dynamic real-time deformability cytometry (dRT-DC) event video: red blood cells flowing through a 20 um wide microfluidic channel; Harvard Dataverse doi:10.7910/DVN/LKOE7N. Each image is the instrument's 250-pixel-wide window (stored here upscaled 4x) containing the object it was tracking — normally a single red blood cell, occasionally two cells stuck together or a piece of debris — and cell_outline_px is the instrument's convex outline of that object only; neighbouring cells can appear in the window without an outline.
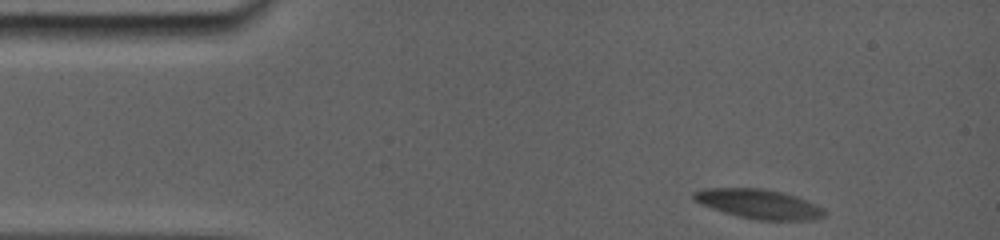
{"species": "common noctule bat (a hibernating species)", "species_latin": "Nyctalus noctula", "temperature_condition": "room temperature", "stored_images_in_passage": 40, "camera_frame_rate_fps": 5000, "um_per_image_px": 0.085, "animal": {"sex": "female", "body_mass_g": 19.0, "forearm_length_mm": 56.7}, "frame": {"image": 1, "passage_image": 1, "time_ms": 0.0, "image_size_px": [1000, 240], "cell_outline_px": [[828, 212], [824, 216], [816, 220], [756, 220], [724, 212], [700, 204], [692, 200], [692, 192], [704, 188], [760, 188], [784, 192], [808, 200], [824, 208]], "centroid_in_image_um": [64.53, 17.33], "position_along_channel_um": 20.5, "area_um2": 22.72}}
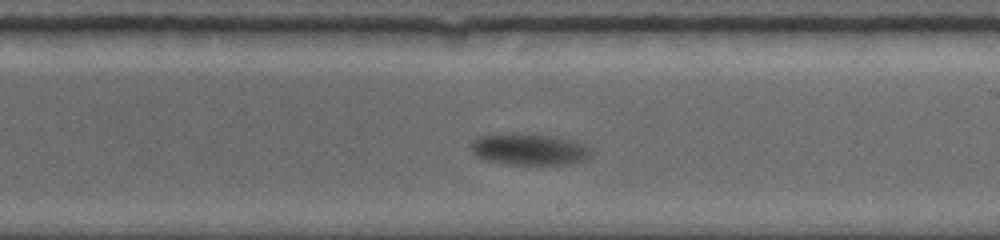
{"frame": {"image": 2, "passage_image": 23, "time_ms": 8.4, "image_size_px": [1000, 240], "cell_outline_px": [[592, 156], [584, 160], [568, 164], [504, 164], [484, 160], [476, 156], [472, 152], [468, 144], [472, 140], [480, 136], [552, 136], [576, 140], [592, 148]], "centroid_in_image_um": [45.03, 12.74], "position_along_channel_um": 244.0, "area_um2": 21.56}}
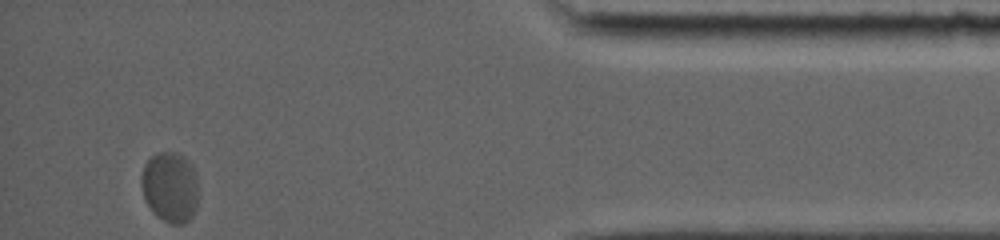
{"frame": {"image": 3, "passage_image": 40, "time_ms": 14.6, "image_size_px": [1000, 240], "cell_outline_px": [[196, 208], [192, 216], [184, 224], [172, 224], [164, 220], [144, 200], [140, 180], [144, 164], [156, 152], [176, 152], [184, 156], [192, 168], [196, 180]], "centroid_in_image_um": [14.43, 15.88], "position_along_channel_um": 420.8, "area_um2": 23.0}, "authors_computed_cell_mechanics": {"area_um2": 22.1085, "velocity_mm_per_s": 3.5227, "shape_relaxation_time_tau1_ms": 3.2705, "shape_relaxation_time_tau2_ms": null, "deformation_change_tau1": 0.1366, "deformation_change_tau2": null}}